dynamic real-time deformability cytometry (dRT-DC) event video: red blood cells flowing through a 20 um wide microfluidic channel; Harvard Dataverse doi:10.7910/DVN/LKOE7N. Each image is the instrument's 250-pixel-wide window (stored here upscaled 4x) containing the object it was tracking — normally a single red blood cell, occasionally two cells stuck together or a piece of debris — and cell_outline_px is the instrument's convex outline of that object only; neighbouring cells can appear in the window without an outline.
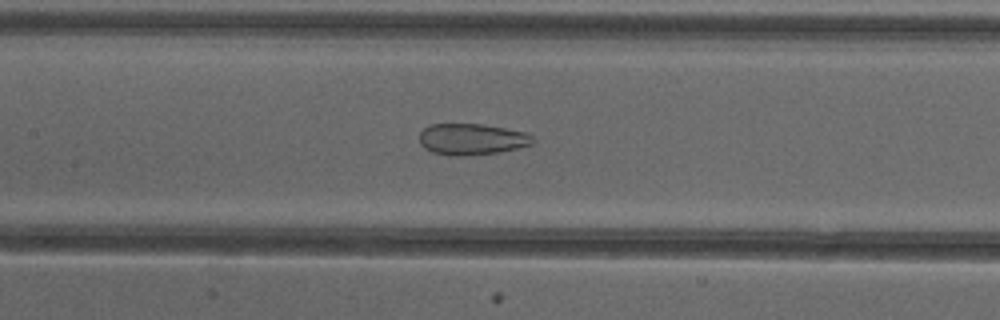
{"species": "common noctule bat (a hibernating species)", "species_latin": "Nyctalus noctula", "temperature_condition": "cold", "stored_images_in_passage": 51, "camera_frame_rate_fps": 3000, "um_per_image_px": 0.085, "animal": {"sex": "female"}, "frame": {"image": 1, "passage_image": 24, "time_ms": 7.667, "image_size_px": [1000, 320], "cell_outline_px": [[536, 140], [532, 144], [500, 152], [460, 156], [448, 156], [432, 152], [424, 148], [420, 144], [420, 132], [428, 124], [484, 124], [524, 132], [532, 136]], "centroid_in_image_um": [40.07, 11.83], "position_along_channel_um": 167.3, "area_um2": 20.75}}
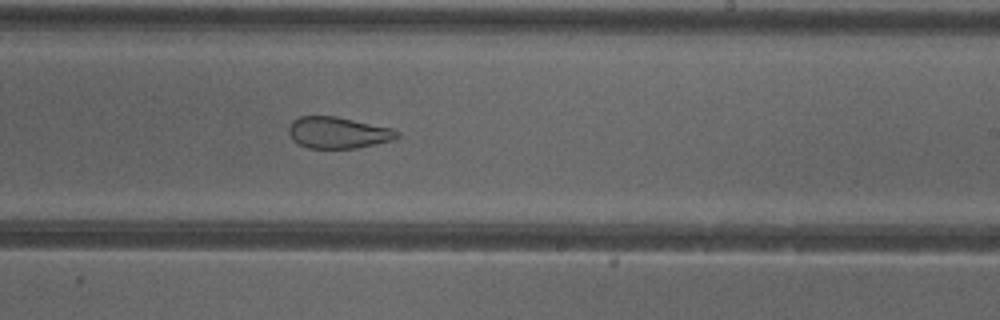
{"frame": {"image": 2, "passage_image": 31, "time_ms": 10.0, "image_size_px": [1000, 320], "cell_outline_px": [[400, 136], [392, 140], [376, 144], [356, 148], [308, 148], [292, 140], [288, 132], [288, 128], [292, 120], [300, 116], [336, 116], [392, 128], [400, 132]], "centroid_in_image_um": [28.73, 11.27], "position_along_channel_um": 260.3, "area_um2": 19.94}}
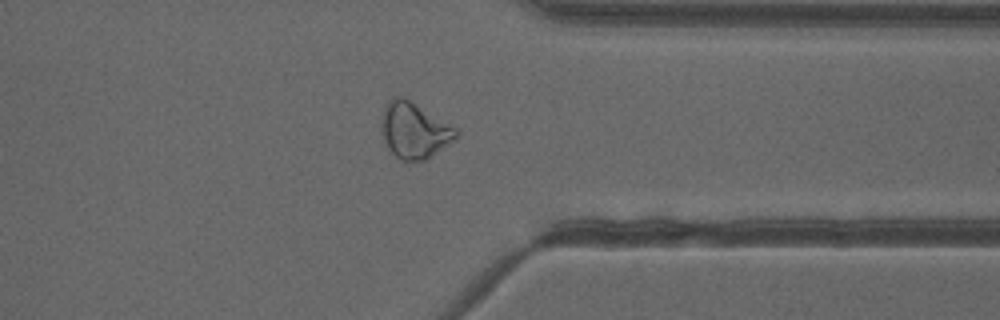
{"frame": {"image": 3, "passage_image": 40, "time_ms": 13.0, "image_size_px": [1000, 320], "cell_outline_px": [[456, 140], [428, 160], [400, 160], [388, 148], [380, 124], [388, 100], [392, 96], [400, 96], [408, 100], [456, 128]], "centroid_in_image_um": [35.22, 11.12], "position_along_channel_um": 376.2, "area_um2": 23.87}, "authors_computed_cell_mechanics": {"area_um2": 26.2412, "velocity_mm_per_s": 3.9931, "shape_relaxation_time_tau1_ms": null, "shape_relaxation_time_tau2_ms": 1.6411, "deformation_change_tau1": null, "deformation_change_tau2": 0.0965}}